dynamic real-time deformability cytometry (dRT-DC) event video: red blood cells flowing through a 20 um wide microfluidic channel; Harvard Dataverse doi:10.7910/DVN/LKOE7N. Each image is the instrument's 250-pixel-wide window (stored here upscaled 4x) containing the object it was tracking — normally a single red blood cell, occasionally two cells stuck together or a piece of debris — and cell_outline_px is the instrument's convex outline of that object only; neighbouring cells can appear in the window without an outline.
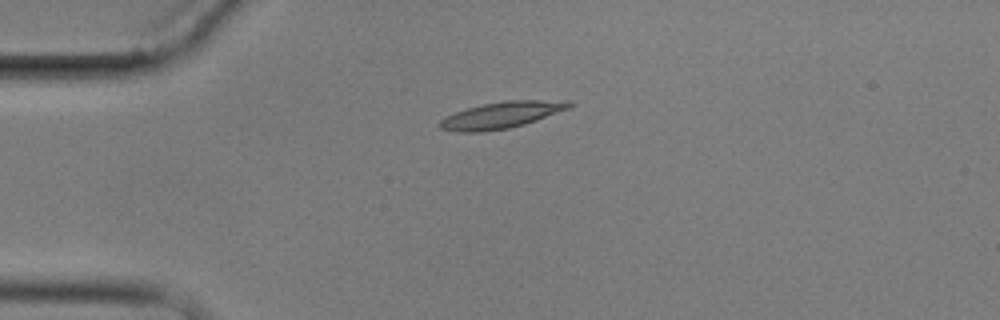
{"species": "common noctule bat (a hibernating species)", "species_latin": "Nyctalus noctula", "temperature_condition": "cold", "stored_images_in_passage": 2, "camera_frame_rate_fps": 3000, "um_per_image_px": 0.085, "animal": {"sex": "male", "body_mass_g": 17.9}, "frame": {"image": 1, "passage_image": 2, "time_ms": 1.333, "image_size_px": [1000, 320], "cell_outline_px": [[576, 104], [568, 108], [536, 120], [524, 124], [508, 128], [480, 132], [456, 132], [440, 128], [440, 120], [444, 116], [468, 108], [484, 104], [508, 100], [572, 100]], "centroid_in_image_um": [42.65, 9.77], "position_along_channel_um": 42.4, "area_um2": 19.88}}